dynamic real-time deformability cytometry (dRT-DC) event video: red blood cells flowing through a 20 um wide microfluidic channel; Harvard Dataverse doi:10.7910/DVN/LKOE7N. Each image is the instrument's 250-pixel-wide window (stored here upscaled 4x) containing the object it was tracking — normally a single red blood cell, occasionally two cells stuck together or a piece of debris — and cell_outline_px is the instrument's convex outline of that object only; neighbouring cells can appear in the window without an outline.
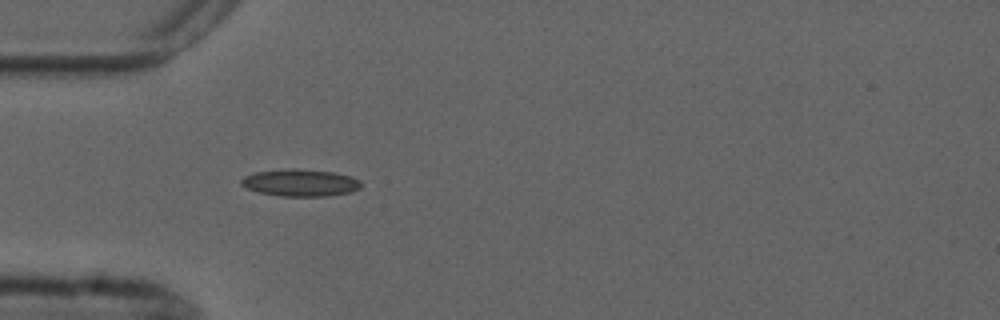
{"species": "common noctule bat (a hibernating species)", "species_latin": "Nyctalus noctula", "temperature_condition": "cold", "stored_images_in_passage": 4, "camera_frame_rate_fps": 3000, "um_per_image_px": 0.085, "animal": {"sex": "male", "forearm_length_mm": 52.5}, "frame": {"image": 1, "passage_image": 4, "time_ms": 3.667, "image_size_px": [1000, 320], "cell_outline_px": [[360, 188], [352, 192], [328, 196], [280, 196], [260, 192], [248, 188], [240, 184], [240, 180], [244, 176], [256, 172], [292, 168], [332, 172], [348, 176], [360, 180]], "centroid_in_image_um": [25.52, 15.54], "position_along_channel_um": 59.5, "area_um2": 18.73}}